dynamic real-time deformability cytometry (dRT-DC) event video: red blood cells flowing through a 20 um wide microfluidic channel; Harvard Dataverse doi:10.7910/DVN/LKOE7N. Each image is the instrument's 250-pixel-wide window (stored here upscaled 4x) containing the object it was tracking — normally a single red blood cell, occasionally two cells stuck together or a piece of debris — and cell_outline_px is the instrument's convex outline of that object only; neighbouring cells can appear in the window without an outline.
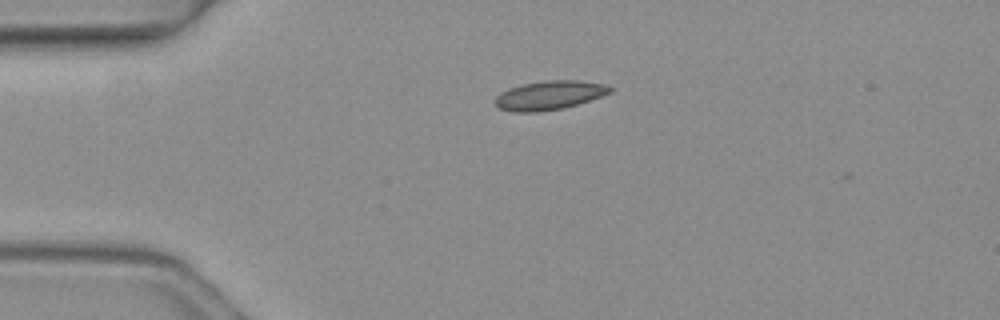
{"species": "common noctule bat (a hibernating species)", "species_latin": "Nyctalus noctula", "temperature_condition": "warm", "stored_images_in_passage": 2, "camera_frame_rate_fps": 3000, "um_per_image_px": 0.085, "animal": {"sex": "female", "body_mass_g": 19.3, "forearm_length_mm": 54.1}, "frame": {"image": 1, "passage_image": 1, "time_ms": 0.0, "image_size_px": [1000, 320], "cell_outline_px": [[612, 92], [564, 108], [536, 112], [512, 112], [500, 108], [492, 100], [500, 92], [508, 88], [520, 84], [544, 80], [580, 80], [604, 84], [612, 88]], "centroid_in_image_um": [46.64, 8.09], "position_along_channel_um": 38.4, "area_um2": 19.48}}